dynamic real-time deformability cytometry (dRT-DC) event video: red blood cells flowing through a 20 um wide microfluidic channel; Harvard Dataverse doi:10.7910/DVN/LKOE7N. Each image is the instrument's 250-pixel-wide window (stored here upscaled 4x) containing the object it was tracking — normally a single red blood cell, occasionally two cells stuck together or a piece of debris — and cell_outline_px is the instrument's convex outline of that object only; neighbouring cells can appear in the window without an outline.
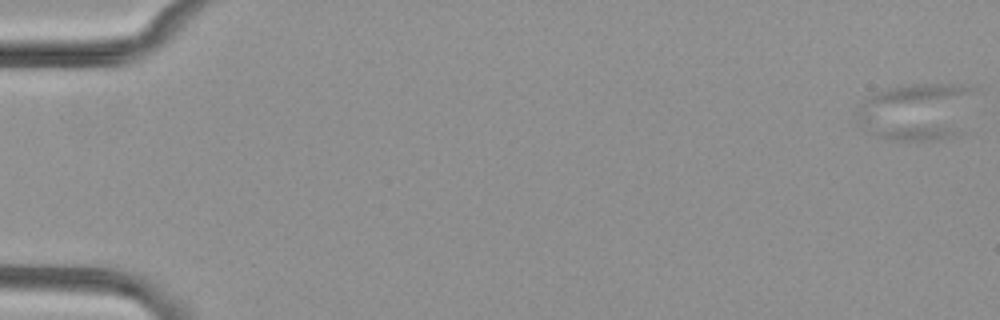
{"species": "common noctule bat (a hibernating species)", "species_latin": "Nyctalus noctula", "temperature_condition": "cold", "stored_images_in_passage": 19, "camera_frame_rate_fps": 3000, "um_per_image_px": 0.085, "animal": {"sex": "female", "body_mass_g": 29.2, "forearm_length_mm": 56.3}, "frame": {"image": 1, "passage_image": 1, "time_ms": 0.0, "image_size_px": [1000, 320], "cell_outline_px": [[972, 88], [964, 132], [948, 136], [928, 140], [892, 140], [876, 136], [864, 132], [856, 116], [856, 112], [864, 100], [884, 88], [900, 84], [964, 84]], "centroid_in_image_um": [77.86, 9.48], "position_along_channel_um": 7.1, "area_um2": 39.48}}
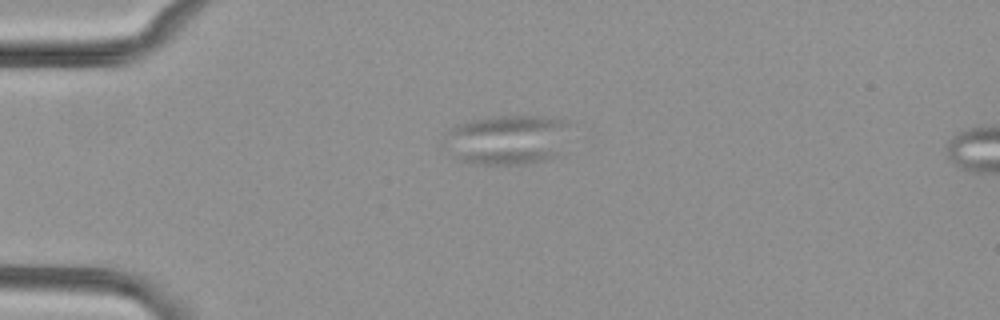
{"frame": {"image": 2, "passage_image": 15, "time_ms": 4.667, "image_size_px": [1000, 320], "cell_outline_px": [[568, 124], [556, 156], [548, 160], [528, 164], [476, 164], [460, 160], [444, 148], [440, 144], [444, 132], [460, 124], [472, 120], [496, 116], [560, 116], [568, 120]], "centroid_in_image_um": [43.04, 11.86], "position_along_channel_um": 42.0, "area_um2": 36.76}}